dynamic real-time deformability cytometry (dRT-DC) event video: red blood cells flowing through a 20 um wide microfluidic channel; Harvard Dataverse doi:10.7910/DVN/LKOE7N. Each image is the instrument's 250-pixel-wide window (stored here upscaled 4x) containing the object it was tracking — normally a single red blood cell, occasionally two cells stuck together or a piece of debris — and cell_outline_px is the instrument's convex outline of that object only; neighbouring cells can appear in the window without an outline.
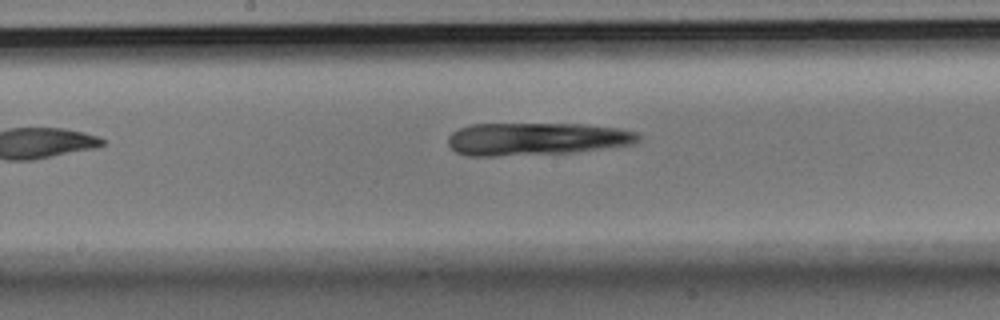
{"species": "Egyptian fruit bat (a non-hibernating species)", "species_latin": "Rousettus aegyptiacus", "temperature_condition": "room temperature", "stored_images_in_passage": 8, "segment_of_instrument_passage": [1, 2], "camera_frame_rate_fps": 3000, "um_per_image_px": 0.085, "animal": {"sex": "male"}, "frame": {"image": 1, "passage_image": 6, "time_ms": 1.667, "image_size_px": [1000, 320], "cell_outline_px": [[640, 140], [632, 144], [572, 152], [492, 156], [468, 156], [456, 152], [448, 144], [448, 136], [452, 132], [460, 128], [472, 124], [580, 124], [620, 128], [640, 132]], "centroid_in_image_um": [45.59, 11.8], "position_along_channel_um": 202.6, "area_um2": 36.07}}